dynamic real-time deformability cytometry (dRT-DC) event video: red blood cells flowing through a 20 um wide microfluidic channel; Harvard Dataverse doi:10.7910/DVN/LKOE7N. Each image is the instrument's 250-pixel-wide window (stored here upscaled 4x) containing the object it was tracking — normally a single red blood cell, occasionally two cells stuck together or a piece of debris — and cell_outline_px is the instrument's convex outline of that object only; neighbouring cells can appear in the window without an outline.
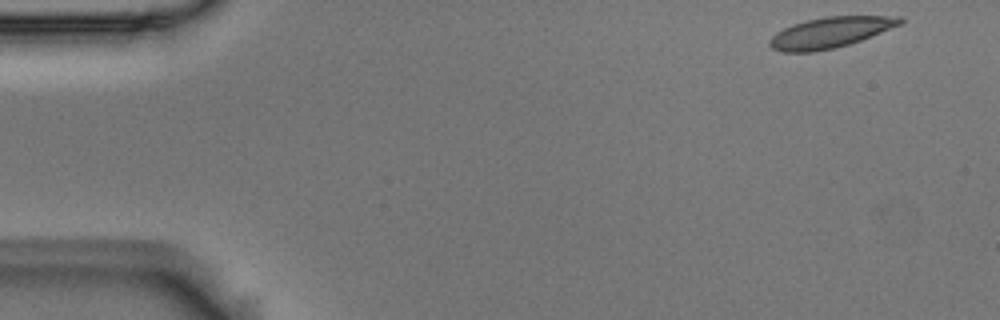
{"species": "Egyptian fruit bat (a non-hibernating species)", "species_latin": "Rousettus aegyptiacus", "temperature_condition": "room temperature", "stored_images_in_passage": 52, "camera_frame_rate_fps": 3000, "um_per_image_px": 0.085, "animal": {"sex": "male"}, "frame": {"image": 1, "passage_image": 1, "time_ms": 0.0, "image_size_px": [1000, 320], "cell_outline_px": [[904, 20], [900, 24], [860, 40], [836, 48], [812, 52], [780, 52], [772, 48], [768, 44], [768, 40], [776, 32], [792, 24], [824, 16], [900, 16]], "centroid_in_image_um": [70.51, 2.76], "position_along_channel_um": 14.5, "area_um2": 23.18}}
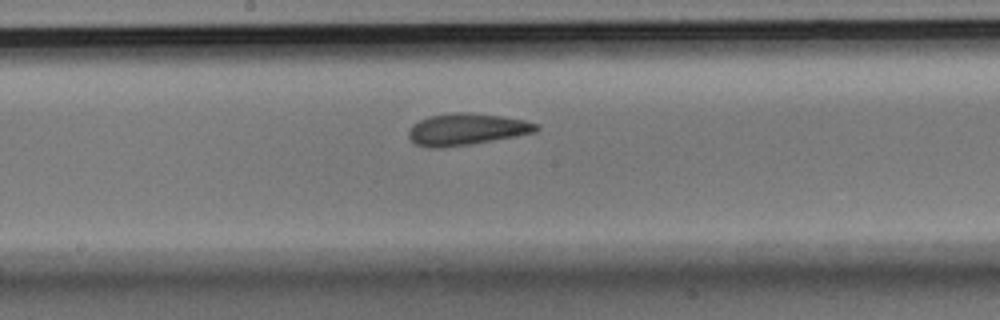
{"frame": {"image": 2, "passage_image": 26, "time_ms": 8.333, "image_size_px": [1000, 320], "cell_outline_px": [[540, 128], [536, 132], [492, 140], [468, 144], [440, 148], [428, 148], [416, 144], [408, 136], [408, 132], [412, 124], [428, 116], [456, 112], [468, 112], [500, 116], [524, 120], [540, 124]], "centroid_in_image_um": [39.64, 10.98], "position_along_channel_um": 208.6, "area_um2": 23.47}}
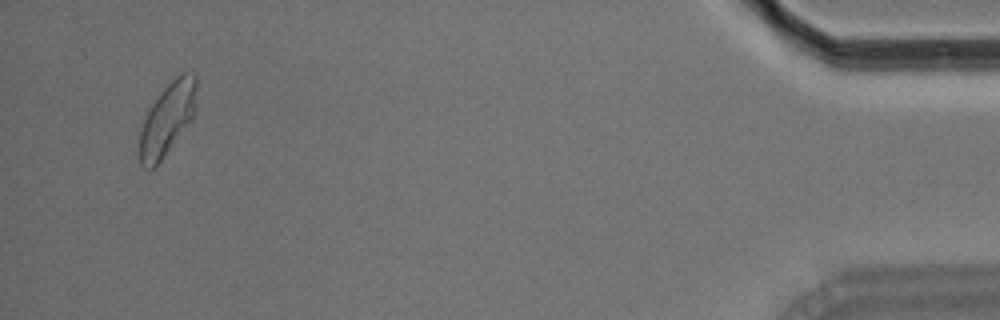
{"frame": {"image": 3, "passage_image": 50, "time_ms": 16.333, "image_size_px": [1000, 320], "cell_outline_px": [[196, 108], [192, 120], [160, 160], [152, 168], [144, 168], [140, 164], [136, 152], [140, 132], [148, 108], [160, 92], [180, 72], [184, 72], [196, 76]], "centroid_in_image_um": [14.19, 10.12], "position_along_channel_um": 421.0, "area_um2": 24.16}, "authors_computed_cell_mechanics": {"area_um2": 23.1778, "velocity_mm_per_s": 3.6373, "shape_relaxation_time_tau1_ms": 3.8679, "shape_relaxation_time_tau2_ms": 1.5413, "deformation_change_tau1": 0.1393, "deformation_change_tau2": 0.0865}}